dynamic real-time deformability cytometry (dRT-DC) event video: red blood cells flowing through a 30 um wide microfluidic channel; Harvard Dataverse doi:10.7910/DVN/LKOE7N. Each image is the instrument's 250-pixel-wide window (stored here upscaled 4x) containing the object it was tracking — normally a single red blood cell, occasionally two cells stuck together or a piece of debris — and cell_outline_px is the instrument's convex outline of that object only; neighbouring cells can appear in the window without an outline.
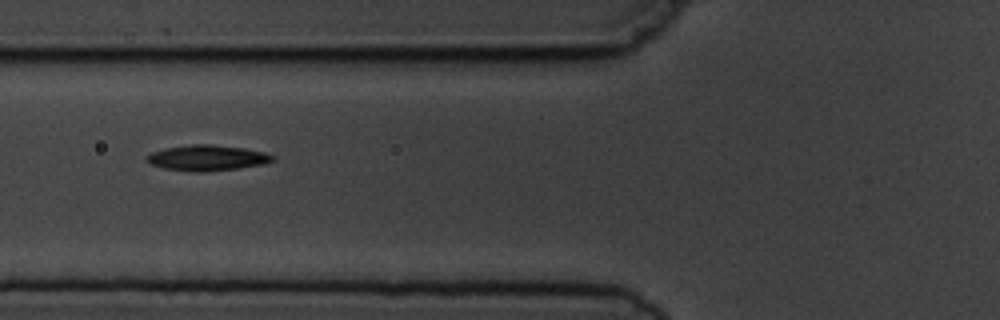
{"species": "common noctule bat (a hibernating species)", "species_latin": "Nyctalus noctula", "temperature_condition": "cold", "stored_images_in_passage": 10, "camera_frame_rate_fps": 3000, "um_per_image_px": 0.085, "animal": {"sex": "male", "body_mass_g": 19.5, "forearm_length_mm": 54.6}, "frame": {"image": 1, "passage_image": 5, "time_ms": 5.667, "image_size_px": [1000, 320], "cell_outline_px": [[276, 160], [264, 164], [240, 168], [200, 172], [196, 172], [164, 168], [152, 164], [144, 160], [144, 156], [152, 152], [164, 148], [192, 144], [212, 144], [244, 148], [264, 152], [276, 156]], "centroid_in_image_um": [17.62, 13.41], "position_along_channel_um": 108.2, "area_um2": 18.96}}
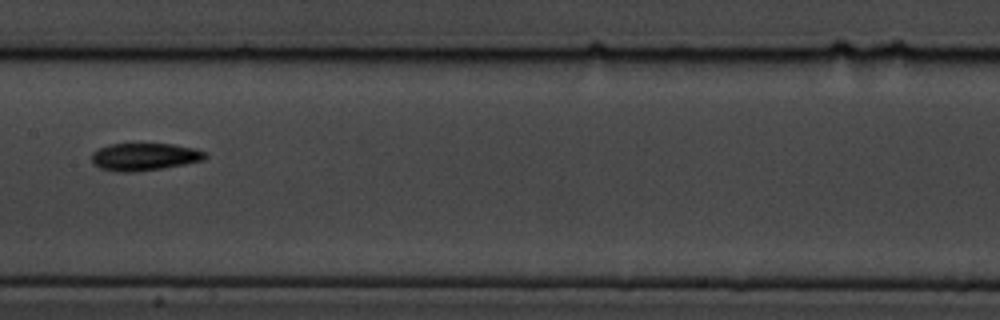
{"frame": {"image": 2, "passage_image": 7, "time_ms": 8.0, "image_size_px": [1000, 320], "cell_outline_px": [[208, 156], [204, 160], [164, 168], [136, 172], [116, 172], [100, 168], [92, 164], [92, 152], [96, 148], [108, 144], [172, 144], [196, 148], [204, 152]], "centroid_in_image_um": [12.24, 13.33], "position_along_channel_um": 195.2, "area_um2": 18.44}}
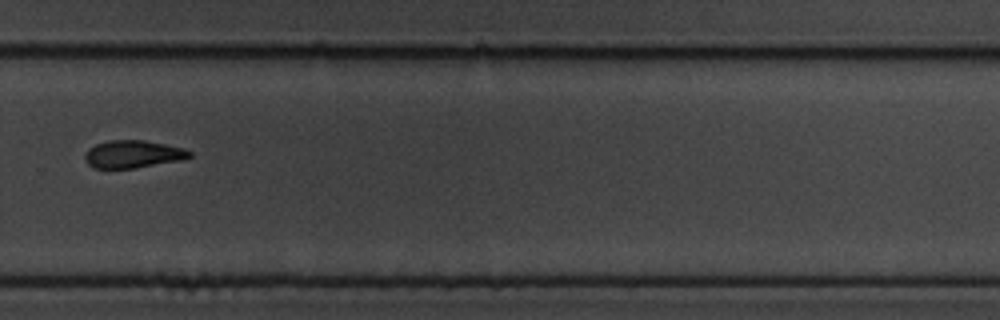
{"frame": {"image": 3, "passage_image": 10, "time_ms": 11.333, "image_size_px": [1000, 320], "cell_outline_px": [[192, 156], [184, 160], [136, 168], [92, 168], [84, 160], [84, 156], [88, 148], [96, 144], [108, 140], [144, 140], [184, 148], [192, 152]], "centroid_in_image_um": [11.31, 13.11], "position_along_channel_um": 318.5, "area_um2": 17.05}}